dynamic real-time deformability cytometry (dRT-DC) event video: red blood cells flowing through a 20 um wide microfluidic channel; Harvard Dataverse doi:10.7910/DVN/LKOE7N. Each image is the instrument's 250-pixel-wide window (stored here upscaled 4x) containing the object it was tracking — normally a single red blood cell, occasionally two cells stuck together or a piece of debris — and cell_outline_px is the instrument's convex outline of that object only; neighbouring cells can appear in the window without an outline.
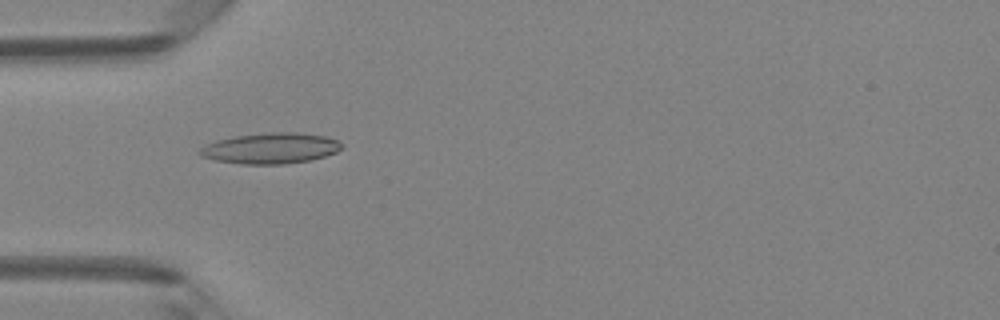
{"species": "Egyptian fruit bat (a non-hibernating species)", "species_latin": "Rousettus aegyptiacus", "temperature_condition": "room temperature", "stored_images_in_passage": 38, "camera_frame_rate_fps": 3000, "um_per_image_px": 0.085, "animal": {"sex": "female"}, "frame": {"image": 1, "passage_image": 5, "time_ms": 1.333, "image_size_px": [1000, 320], "cell_outline_px": [[344, 144], [336, 152], [312, 160], [284, 164], [240, 164], [216, 160], [200, 156], [196, 152], [200, 148], [216, 140], [236, 136], [272, 132], [296, 132], [324, 136], [336, 140]], "centroid_in_image_um": [22.98, 12.61], "position_along_channel_um": 62.0, "area_um2": 25.37}}
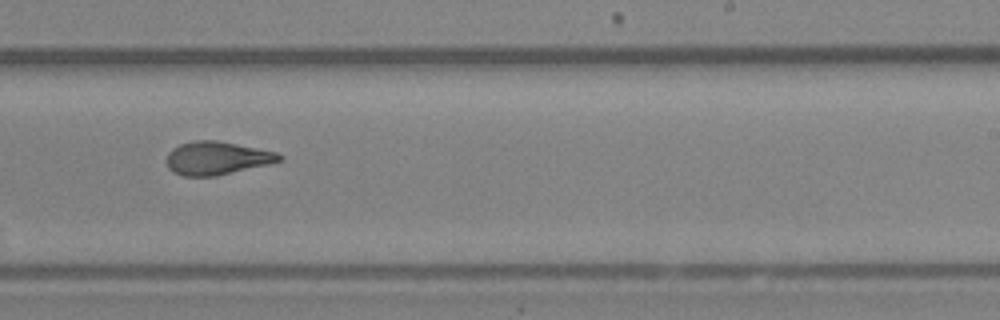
{"frame": {"image": 2, "passage_image": 20, "time_ms": 6.333, "image_size_px": [1000, 320], "cell_outline_px": [[284, 160], [268, 164], [216, 176], [184, 176], [172, 172], [168, 168], [164, 160], [168, 152], [172, 148], [180, 144], [196, 140], [216, 140], [276, 152], [284, 156]], "centroid_in_image_um": [18.39, 13.44], "position_along_channel_um": 270.6, "area_um2": 21.91}}
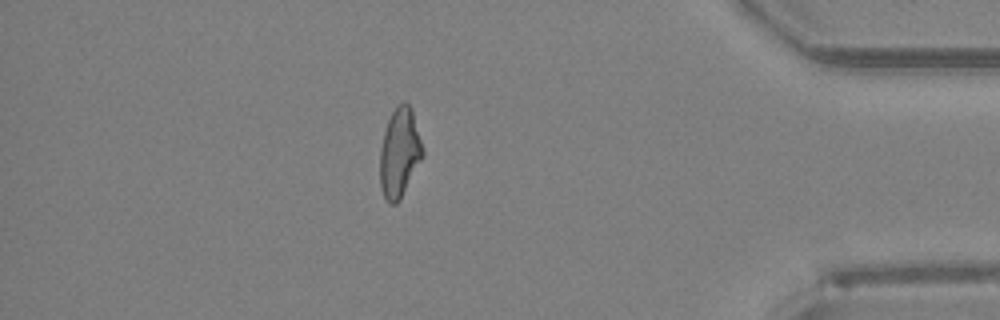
{"frame": {"image": 3, "passage_image": 32, "time_ms": 10.333, "image_size_px": [1000, 320], "cell_outline_px": [[424, 156], [400, 200], [396, 204], [388, 204], [380, 188], [380, 148], [384, 132], [388, 120], [396, 104], [404, 100], [412, 108], [424, 152]], "centroid_in_image_um": [33.96, 12.99], "position_along_channel_um": 401.2, "area_um2": 22.48}, "authors_computed_cell_mechanics": {"area_um2": 21.9929, "velocity_mm_per_s": 4.2184, "shape_relaxation_time_tau1_ms": 5.2467, "shape_relaxation_time_tau2_ms": 2.0114, "deformation_change_tau1": 0.1901, "deformation_change_tau2": 0.0919}}